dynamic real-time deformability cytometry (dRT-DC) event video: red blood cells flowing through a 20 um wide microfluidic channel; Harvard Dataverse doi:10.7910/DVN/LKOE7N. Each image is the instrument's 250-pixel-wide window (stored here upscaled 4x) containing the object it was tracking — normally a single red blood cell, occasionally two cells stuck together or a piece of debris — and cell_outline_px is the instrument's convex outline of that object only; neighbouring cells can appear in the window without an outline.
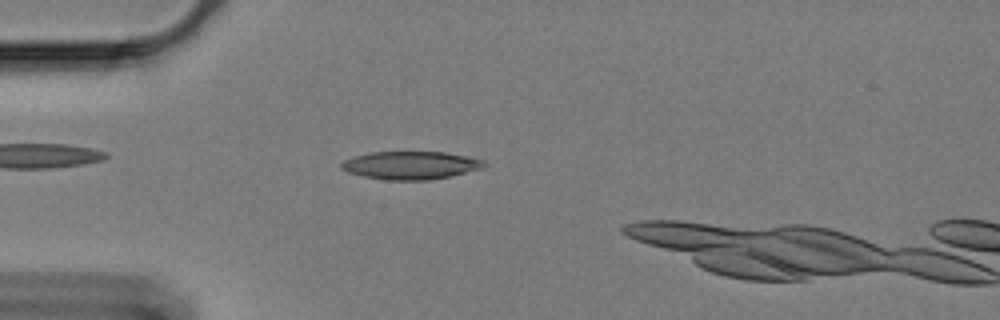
{"species": "Egyptian fruit bat (a non-hibernating species)", "species_latin": "Rousettus aegyptiacus", "temperature_condition": "cold", "stored_images_in_passage": 47, "camera_frame_rate_fps": 3000, "um_per_image_px": 0.085, "animal": {"sex": "female"}, "frame": {"image": 1, "passage_image": 11, "time_ms": 3.333, "image_size_px": [1000, 320], "cell_outline_px": [[488, 164], [480, 168], [448, 176], [428, 180], [384, 180], [364, 176], [348, 172], [340, 168], [340, 164], [344, 160], [356, 156], [372, 152], [444, 152], [484, 160]], "centroid_in_image_um": [34.86, 14.05], "position_along_channel_um": 50.1, "area_um2": 22.95}}
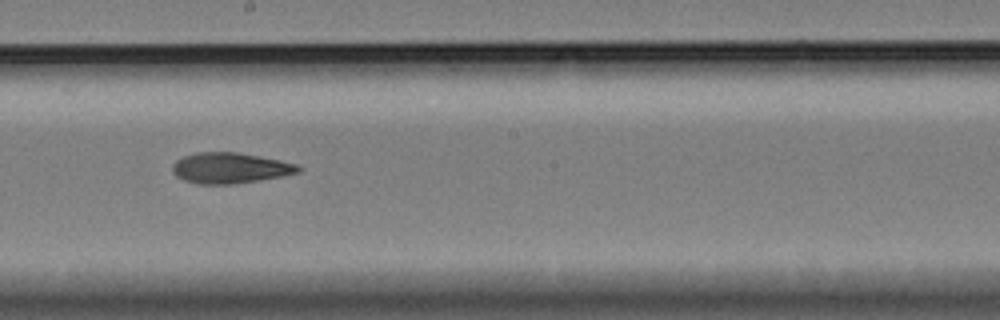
{"frame": {"image": 2, "passage_image": 28, "time_ms": 9.0, "image_size_px": [1000, 320], "cell_outline_px": [[300, 172], [260, 180], [232, 184], [196, 184], [184, 180], [176, 176], [172, 172], [172, 164], [176, 160], [184, 156], [196, 152], [236, 152], [280, 160], [296, 164], [300, 168]], "centroid_in_image_um": [19.5, 14.28], "position_along_channel_um": 228.7, "area_um2": 22.43}}
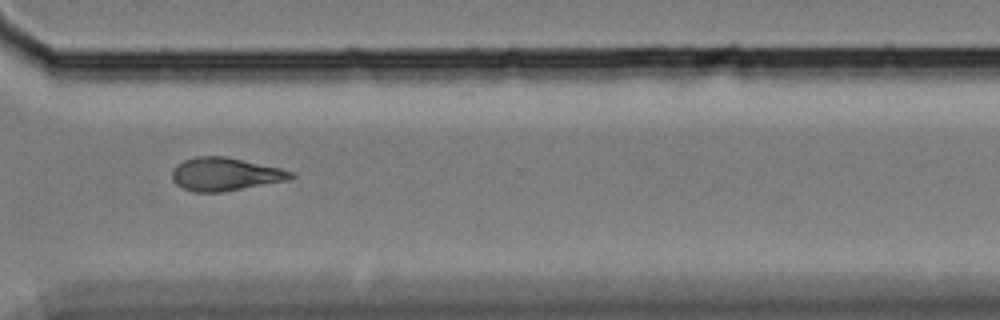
{"frame": {"image": 3, "passage_image": 39, "time_ms": 12.667, "image_size_px": [1000, 320], "cell_outline_px": [[296, 176], [288, 180], [224, 192], [196, 192], [184, 188], [176, 184], [172, 180], [172, 172], [176, 164], [184, 160], [196, 156], [228, 156], [280, 168], [292, 172]], "centroid_in_image_um": [19.13, 14.8], "position_along_channel_um": 351.5, "area_um2": 23.0}}